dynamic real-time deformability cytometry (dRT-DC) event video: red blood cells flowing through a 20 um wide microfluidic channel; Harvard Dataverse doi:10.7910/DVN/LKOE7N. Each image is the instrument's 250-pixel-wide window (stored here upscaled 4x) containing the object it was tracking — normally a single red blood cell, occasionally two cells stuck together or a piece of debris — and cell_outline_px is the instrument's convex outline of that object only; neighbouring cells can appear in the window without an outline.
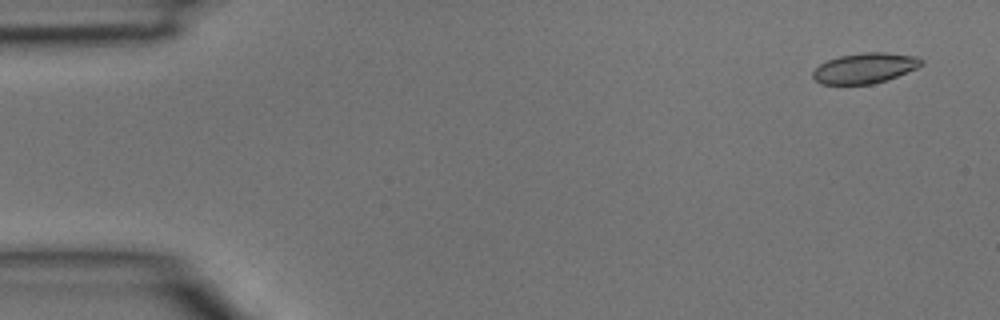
{"species": "common noctule bat (a hibernating species)", "species_latin": "Nyctalus noctula", "temperature_condition": "room temperature", "stored_images_in_passage": 5, "camera_frame_rate_fps": 3000, "um_per_image_px": 0.085, "animal": {"sex": "male", "body_mass_g": 15.6}, "frame": {"image": 1, "passage_image": 1, "time_ms": 0.0, "image_size_px": [1000, 320], "cell_outline_px": [[924, 64], [916, 68], [896, 76], [872, 84], [820, 84], [812, 76], [812, 72], [820, 64], [828, 60], [840, 56], [860, 52], [884, 52], [916, 56], [924, 60]], "centroid_in_image_um": [73.51, 5.78], "position_along_channel_um": 11.5, "area_um2": 19.07}}
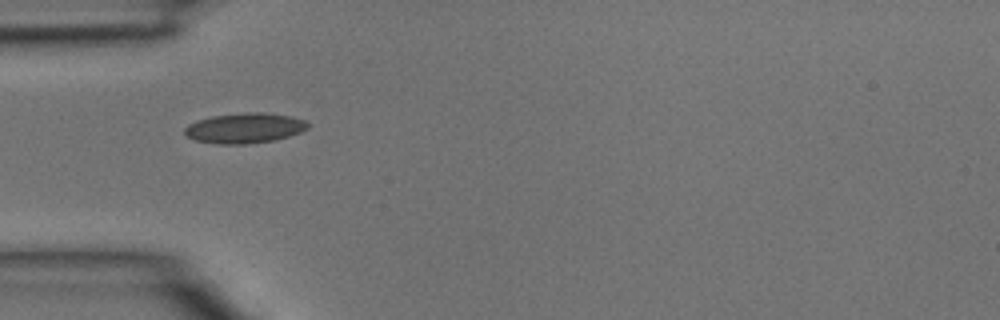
{"frame": {"image": 2, "passage_image": 4, "time_ms": 1.0, "image_size_px": [1000, 320], "cell_outline_px": [[308, 128], [300, 132], [276, 140], [244, 144], [216, 144], [196, 140], [184, 136], [184, 128], [188, 124], [196, 120], [212, 116], [244, 112], [264, 112], [292, 116], [304, 120], [308, 124]], "centroid_in_image_um": [20.76, 10.88], "position_along_channel_um": 64.2, "area_um2": 21.85}}